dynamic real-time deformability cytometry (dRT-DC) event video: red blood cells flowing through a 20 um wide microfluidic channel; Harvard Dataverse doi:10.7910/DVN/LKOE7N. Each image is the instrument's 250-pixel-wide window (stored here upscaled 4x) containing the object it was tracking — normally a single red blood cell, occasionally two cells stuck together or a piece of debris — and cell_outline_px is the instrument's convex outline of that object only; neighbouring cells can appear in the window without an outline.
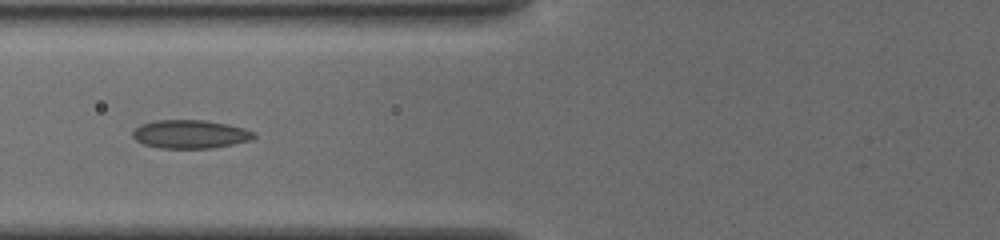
{"species": "common noctule bat (a hibernating species)", "species_latin": "Nyctalus noctula", "temperature_condition": "cold", "stored_images_in_passage": 35, "camera_frame_rate_fps": 3000, "um_per_image_px": 0.085, "animal": {"sex": "female", "body_mass_g": 19.5, "forearm_length_mm": 54.1}, "frame": {"image": 1, "passage_image": 25, "time_ms": 8.0, "image_size_px": [1000, 240], "cell_outline_px": [[256, 136], [252, 140], [212, 148], [160, 148], [144, 144], [136, 140], [132, 136], [132, 132], [140, 124], [156, 120], [204, 120], [228, 124], [244, 128], [256, 132]], "centroid_in_image_um": [16.19, 11.4], "position_along_channel_um": 109.6, "area_um2": 20.17}}